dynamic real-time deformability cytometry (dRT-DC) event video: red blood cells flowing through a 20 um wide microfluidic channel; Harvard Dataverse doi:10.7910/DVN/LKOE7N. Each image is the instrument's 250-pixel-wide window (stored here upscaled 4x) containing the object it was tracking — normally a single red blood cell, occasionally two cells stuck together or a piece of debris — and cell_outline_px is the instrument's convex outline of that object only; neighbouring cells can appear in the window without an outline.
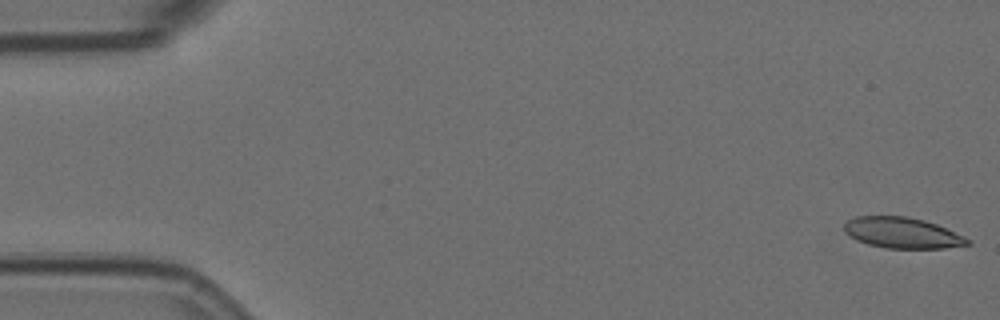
{"species": "Egyptian fruit bat (a non-hibernating species)", "species_latin": "Rousettus aegyptiacus", "temperature_condition": "room temperature", "stored_images_in_passage": 56, "camera_frame_rate_fps": 3000, "um_per_image_px": 0.085, "animal": {"sex": "female"}, "frame": {"image": 1, "passage_image": 1, "time_ms": 0.0, "image_size_px": [1000, 320], "cell_outline_px": [[972, 244], [944, 248], [884, 248], [868, 244], [856, 240], [844, 232], [844, 224], [848, 220], [856, 216], [908, 216], [924, 220], [936, 224], [964, 236], [972, 240]], "centroid_in_image_um": [76.7, 19.79], "position_along_channel_um": 8.3, "area_um2": 22.25}}
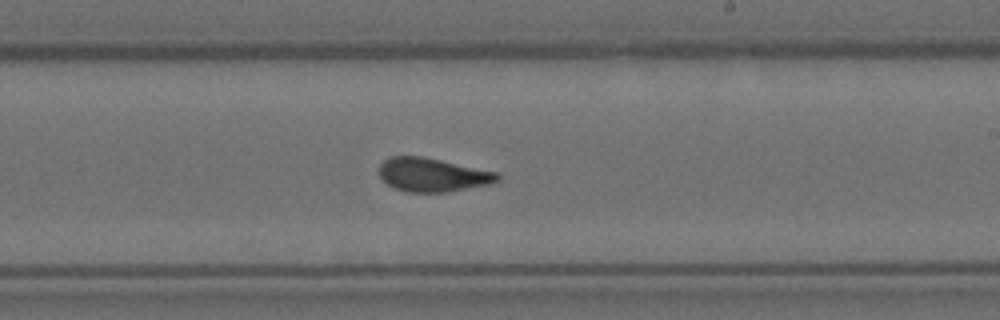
{"frame": {"image": 2, "passage_image": 33, "time_ms": 10.667, "image_size_px": [1000, 320], "cell_outline_px": [[500, 180], [488, 184], [448, 192], [408, 192], [392, 188], [376, 172], [380, 164], [384, 160], [392, 156], [424, 156], [496, 172], [500, 176]], "centroid_in_image_um": [36.72, 14.85], "position_along_channel_um": 252.3, "area_um2": 23.29}}
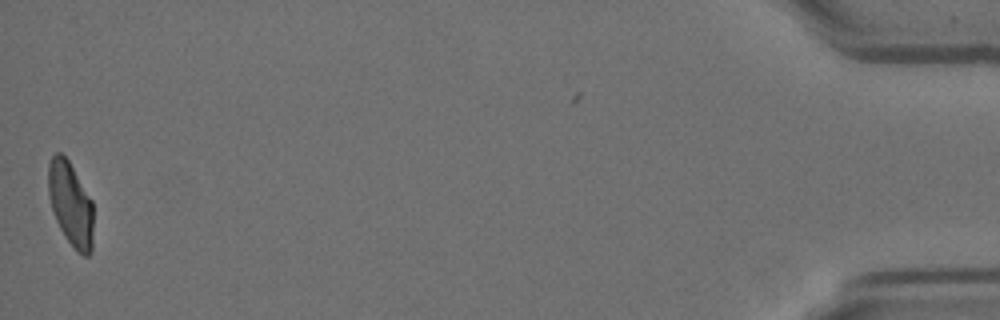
{"frame": {"image": 3, "passage_image": 56, "time_ms": 18.333, "image_size_px": [1000, 320], "cell_outline_px": [[92, 252], [88, 256], [84, 256], [76, 252], [64, 236], [56, 220], [48, 196], [48, 164], [52, 156], [56, 152], [60, 152], [68, 160], [92, 200]], "centroid_in_image_um": [5.99, 17.36], "position_along_channel_um": 429.2, "area_um2": 22.08}, "authors_computed_cell_mechanics": {"area_um2": 23.0333, "velocity_mm_per_s": 3.5738, "shape_relaxation_time_tau1_ms": null, "shape_relaxation_time_tau2_ms": 1.5047, "deformation_change_tau1": null, "deformation_change_tau2": 0.0851}}